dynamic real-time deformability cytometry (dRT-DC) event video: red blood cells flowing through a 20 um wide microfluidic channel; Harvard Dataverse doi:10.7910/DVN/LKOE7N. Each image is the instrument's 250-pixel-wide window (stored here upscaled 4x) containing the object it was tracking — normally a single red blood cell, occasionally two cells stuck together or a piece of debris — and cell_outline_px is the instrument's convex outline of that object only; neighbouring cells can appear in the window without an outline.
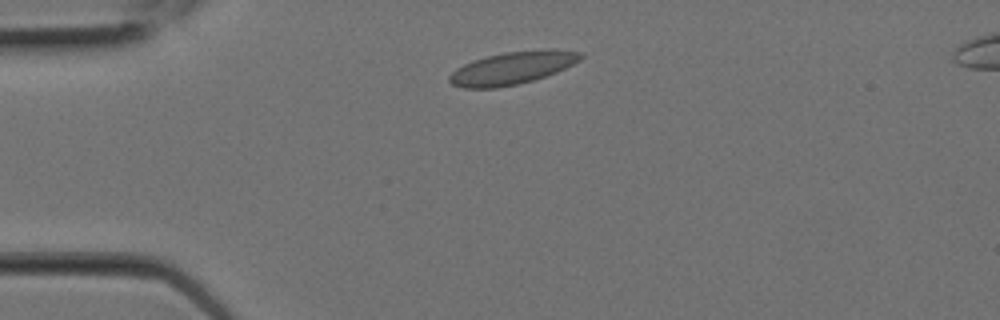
{"species": "Egyptian fruit bat (a non-hibernating species)", "species_latin": "Rousettus aegyptiacus", "temperature_condition": "room temperature", "stored_images_in_passage": 2, "segment_of_instrument_passage": [1, 2], "camera_frame_rate_fps": 3000, "um_per_image_px": 0.085, "animal": {"sex": "female"}, "frame": {"image": 1, "passage_image": 1, "time_ms": 0.0, "image_size_px": [1000, 320], "cell_outline_px": [[584, 56], [580, 60], [556, 72], [532, 80], [516, 84], [496, 88], [464, 88], [452, 84], [448, 80], [448, 76], [456, 68], [472, 60], [504, 52], [552, 48], [584, 52]], "centroid_in_image_um": [43.56, 5.76], "position_along_channel_um": 41.4, "area_um2": 24.97}}